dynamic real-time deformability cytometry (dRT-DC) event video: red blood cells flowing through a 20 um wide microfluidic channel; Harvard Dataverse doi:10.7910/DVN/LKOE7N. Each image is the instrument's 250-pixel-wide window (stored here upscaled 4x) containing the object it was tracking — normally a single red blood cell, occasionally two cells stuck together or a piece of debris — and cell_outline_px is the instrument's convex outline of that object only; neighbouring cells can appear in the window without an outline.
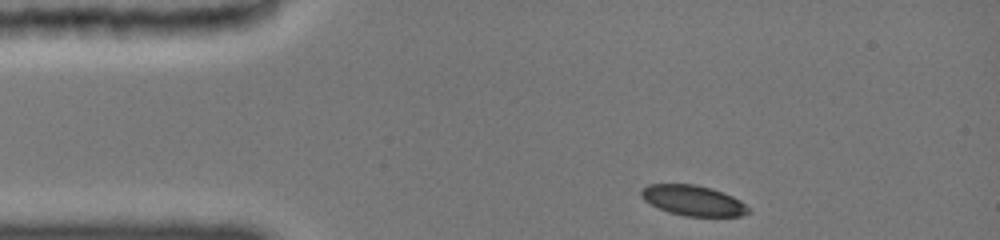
{"species": "common noctule bat (a hibernating species)", "species_latin": "Nyctalus noctula", "temperature_condition": "cold", "stored_images_in_passage": 13, "camera_frame_rate_fps": 3000, "um_per_image_px": 0.085, "animal": {"sex": "female", "body_mass_g": 19.0, "forearm_length_mm": 51.5}, "frame": {"image": 1, "passage_image": 1, "time_ms": 0.0, "image_size_px": [1000, 240], "cell_outline_px": [[752, 212], [740, 216], [684, 216], [668, 212], [644, 200], [640, 196], [640, 188], [648, 184], [696, 184], [712, 188], [732, 196], [740, 200]], "centroid_in_image_um": [58.89, 17.03], "position_along_channel_um": 26.1, "area_um2": 19.02}}